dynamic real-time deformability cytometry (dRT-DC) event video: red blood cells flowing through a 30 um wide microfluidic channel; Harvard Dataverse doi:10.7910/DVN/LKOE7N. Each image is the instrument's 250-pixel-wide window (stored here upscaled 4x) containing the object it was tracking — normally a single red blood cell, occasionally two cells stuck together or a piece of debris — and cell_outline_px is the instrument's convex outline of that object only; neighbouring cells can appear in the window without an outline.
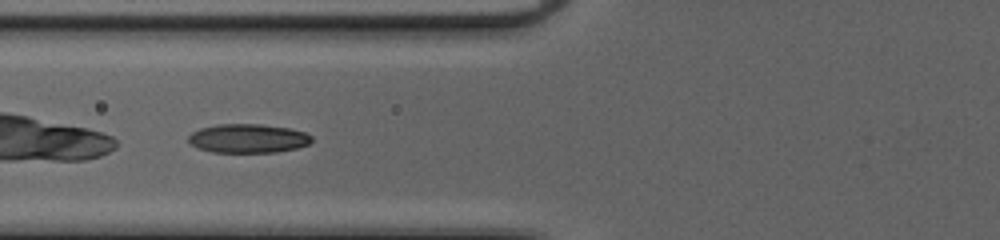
{"species": "common noctule bat (a hibernating species)", "species_latin": "Nyctalus noctula", "temperature_condition": "cold", "stored_images_in_passage": 51, "camera_frame_rate_fps": 3000, "um_per_image_px": 0.085, "animal": {"sex": "female", "body_mass_g": 20.0, "forearm_length_mm": 54.0}, "frame": {"image": 1, "passage_image": 23, "time_ms": 7.333, "image_size_px": [1000, 240], "cell_outline_px": [[312, 140], [308, 144], [296, 148], [276, 152], [212, 152], [196, 148], [188, 144], [188, 136], [192, 132], [200, 128], [216, 124], [260, 124], [288, 128], [304, 132], [312, 136]], "centroid_in_image_um": [21.02, 11.76], "position_along_channel_um": 104.8, "area_um2": 20.87}}
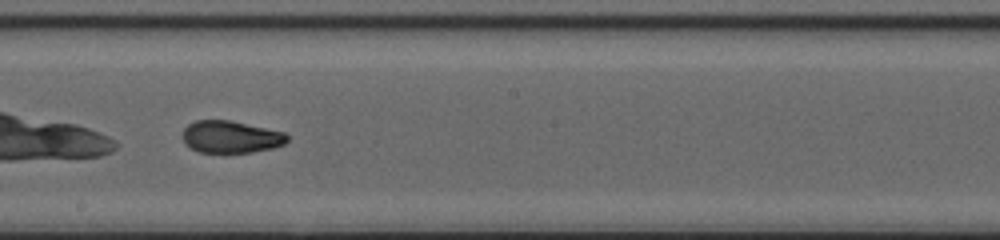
{"frame": {"image": 2, "passage_image": 32, "time_ms": 10.333, "image_size_px": [1000, 240], "cell_outline_px": [[288, 140], [284, 144], [272, 148], [252, 152], [200, 152], [184, 144], [180, 136], [184, 128], [188, 124], [196, 120], [228, 120], [284, 132], [288, 136]], "centroid_in_image_um": [19.57, 11.63], "position_along_channel_um": 228.6, "area_um2": 19.59}}
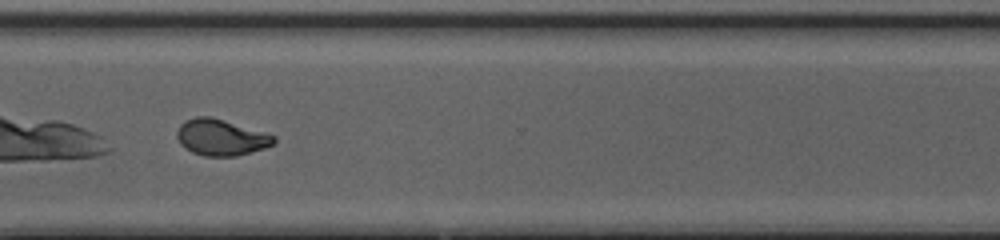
{"frame": {"image": 3, "passage_image": 41, "time_ms": 13.333, "image_size_px": [1000, 240], "cell_outline_px": [[276, 140], [272, 144], [264, 148], [236, 156], [204, 156], [192, 152], [184, 148], [180, 144], [176, 136], [176, 132], [180, 124], [196, 116], [208, 116], [224, 120], [264, 132], [276, 136]], "centroid_in_image_um": [18.76, 11.68], "position_along_channel_um": 351.8, "area_um2": 20.35}}